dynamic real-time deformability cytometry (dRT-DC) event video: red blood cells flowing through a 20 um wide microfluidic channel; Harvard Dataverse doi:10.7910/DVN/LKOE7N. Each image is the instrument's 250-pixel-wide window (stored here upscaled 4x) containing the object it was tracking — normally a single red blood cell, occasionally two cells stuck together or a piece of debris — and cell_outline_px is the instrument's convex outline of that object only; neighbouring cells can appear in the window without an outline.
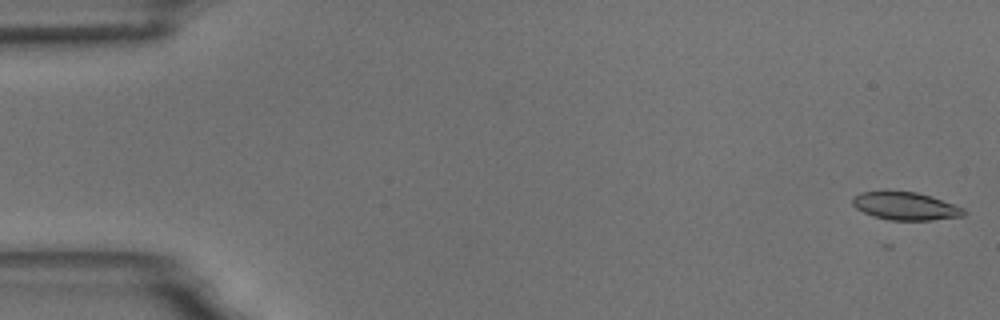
{"species": "common noctule bat (a hibernating species)", "species_latin": "Nyctalus noctula", "temperature_condition": "room temperature", "stored_images_in_passage": 58, "camera_frame_rate_fps": 3000, "um_per_image_px": 0.085, "animal": {"sex": "male", "body_mass_g": 18.8}, "frame": {"image": 1, "passage_image": 1, "time_ms": 0.0, "image_size_px": [1000, 320], "cell_outline_px": [[968, 212], [964, 216], [932, 220], [888, 220], [872, 216], [856, 208], [852, 204], [852, 196], [860, 192], [916, 192], [932, 196], [964, 208]], "centroid_in_image_um": [76.99, 17.53], "position_along_channel_um": 8.0, "area_um2": 18.09}}
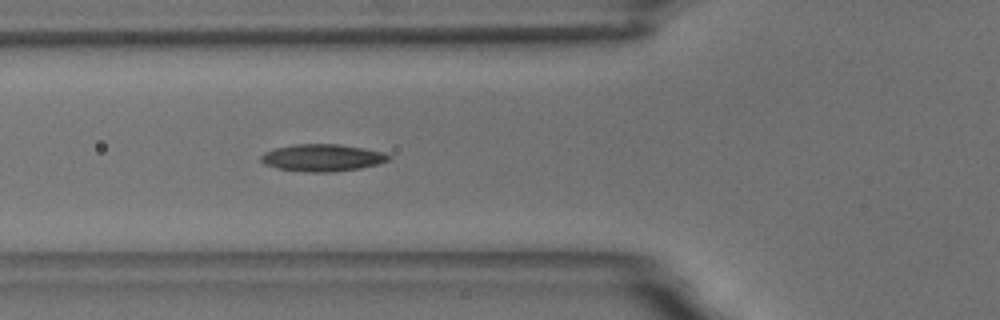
{"frame": {"image": 2, "passage_image": 21, "time_ms": 6.667, "image_size_px": [1000, 320], "cell_outline_px": [[392, 156], [388, 160], [376, 164], [360, 168], [332, 172], [308, 172], [276, 168], [264, 164], [260, 160], [260, 156], [264, 152], [276, 148], [292, 144], [340, 144], [364, 148], [384, 152]], "centroid_in_image_um": [27.38, 13.4], "position_along_channel_um": 98.4, "area_um2": 20.23}}
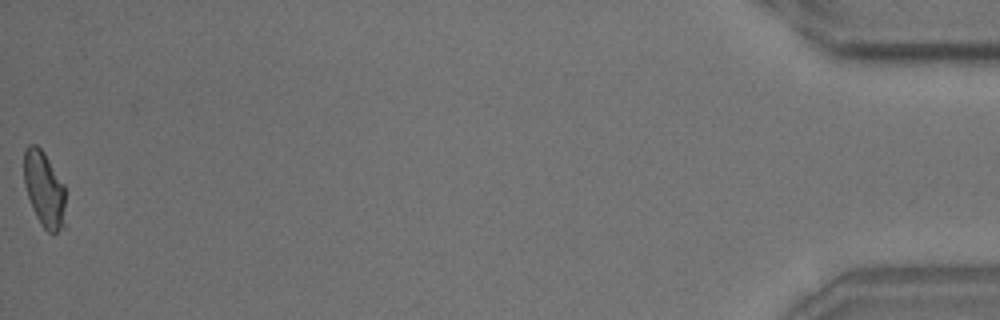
{"frame": {"image": 3, "passage_image": 58, "time_ms": 19.0, "image_size_px": [1000, 320], "cell_outline_px": [[64, 228], [52, 236], [40, 224], [36, 216], [28, 196], [24, 184], [24, 148], [28, 144], [36, 144], [44, 152], [64, 184]], "centroid_in_image_um": [3.75, 16.09], "position_along_channel_um": 431.4, "area_um2": 18.44}, "authors_computed_cell_mechanics": {"area_um2": 19.1896, "velocity_mm_per_s": 3.491, "shape_relaxation_time_tau1_ms": 5.0588, "shape_relaxation_time_tau2_ms": 3.1703, "deformation_change_tau1": 0.1532, "deformation_change_tau2": 0.093}}